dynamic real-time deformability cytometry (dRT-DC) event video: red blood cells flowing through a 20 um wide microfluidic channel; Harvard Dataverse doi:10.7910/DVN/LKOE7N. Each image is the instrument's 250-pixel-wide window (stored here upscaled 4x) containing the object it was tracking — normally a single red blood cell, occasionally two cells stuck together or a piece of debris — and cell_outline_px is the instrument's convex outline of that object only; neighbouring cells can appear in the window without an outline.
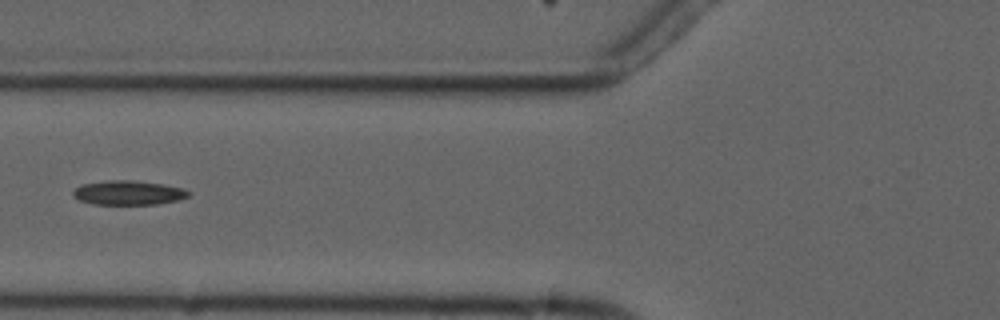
{"species": "common noctule bat (a hibernating species)", "species_latin": "Nyctalus noctula", "temperature_condition": "cold", "stored_images_in_passage": 7, "camera_frame_rate_fps": 3000, "um_per_image_px": 0.085, "animal": {"sex": "male", "forearm_length_mm": 52.5}, "frame": {"image": 1, "passage_image": 6, "time_ms": 6.667, "image_size_px": [1000, 320], "cell_outline_px": [[188, 196], [180, 200], [156, 204], [92, 204], [80, 200], [72, 196], [72, 192], [80, 184], [108, 180], [132, 180], [164, 184], [184, 188], [188, 192]], "centroid_in_image_um": [10.89, 16.38], "position_along_channel_um": 114.9, "area_um2": 16.42}}
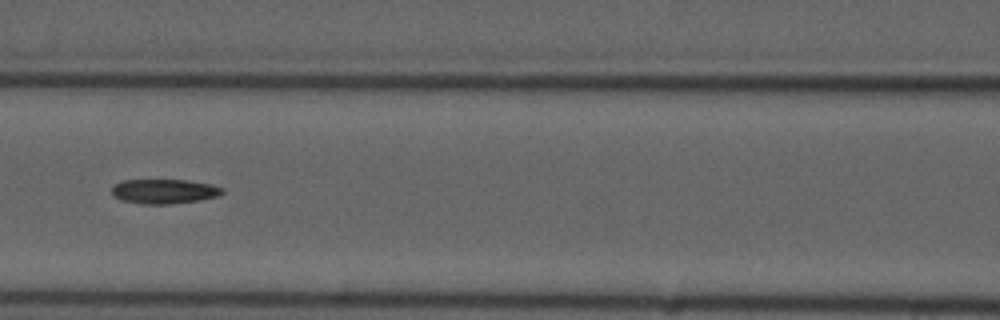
{"frame": {"image": 2, "passage_image": 7, "time_ms": 7.667, "image_size_px": [1000, 320], "cell_outline_px": [[224, 192], [220, 196], [200, 200], [172, 204], [140, 204], [124, 200], [112, 196], [112, 184], [124, 180], [184, 180], [208, 184], [224, 188]], "centroid_in_image_um": [13.94, 16.27], "position_along_channel_um": 152.7, "area_um2": 15.9}}